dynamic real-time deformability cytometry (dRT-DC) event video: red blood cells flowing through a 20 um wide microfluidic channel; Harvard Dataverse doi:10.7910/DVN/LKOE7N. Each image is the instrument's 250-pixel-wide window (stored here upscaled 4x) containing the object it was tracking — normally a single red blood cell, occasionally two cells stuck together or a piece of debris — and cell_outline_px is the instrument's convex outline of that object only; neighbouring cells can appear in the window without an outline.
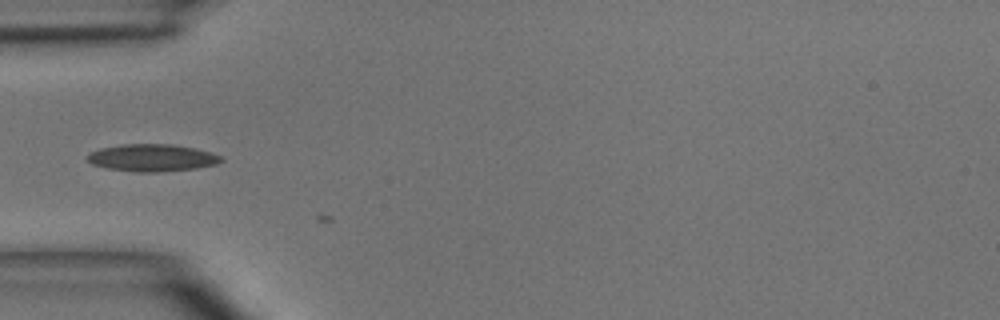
{"species": "common noctule bat (a hibernating species)", "species_latin": "Nyctalus noctula", "temperature_condition": "room temperature", "stored_images_in_passage": 7, "camera_frame_rate_fps": 3000, "um_per_image_px": 0.085, "animal": {"sex": "male", "body_mass_g": 15.6}, "frame": {"image": 1, "passage_image": 6, "time_ms": 6.667, "image_size_px": [1000, 320], "cell_outline_px": [[224, 160], [216, 164], [196, 168], [156, 172], [136, 172], [108, 168], [92, 164], [88, 160], [88, 152], [100, 148], [120, 144], [172, 144], [196, 148], [212, 152], [220, 156]], "centroid_in_image_um": [12.93, 13.4], "position_along_channel_um": 72.1, "area_um2": 21.27}}
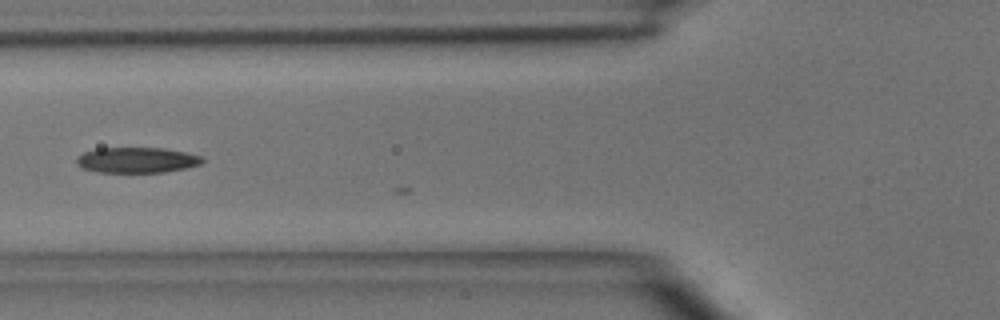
{"frame": {"image": 2, "passage_image": 7, "time_ms": 7.667, "image_size_px": [1000, 320], "cell_outline_px": [[204, 160], [200, 164], [188, 168], [164, 172], [96, 172], [80, 168], [76, 164], [76, 156], [84, 152], [96, 148], [164, 148], [188, 152], [200, 156]], "centroid_in_image_um": [11.6, 13.6], "position_along_channel_um": 114.2, "area_um2": 18.96}}